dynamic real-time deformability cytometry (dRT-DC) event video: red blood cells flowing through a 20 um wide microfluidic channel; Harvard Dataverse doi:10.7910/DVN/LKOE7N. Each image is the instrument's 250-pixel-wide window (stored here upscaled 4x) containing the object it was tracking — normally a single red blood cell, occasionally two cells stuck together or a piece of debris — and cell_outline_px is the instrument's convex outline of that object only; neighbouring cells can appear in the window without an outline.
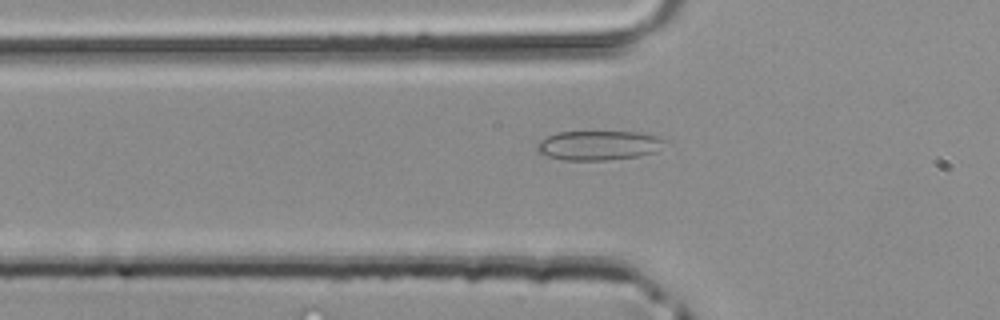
{"species": "common noctule bat (a hibernating species)", "species_latin": "Nyctalus noctula", "temperature_condition": "room temperature", "stored_images_in_passage": 3, "camera_frame_rate_fps": 3000, "um_per_image_px": 0.085, "animal": {"sex": "male", "body_mass_g": 20.4}, "frame": {"image": 1, "passage_image": 3, "time_ms": 0.667, "image_size_px": [1000, 320], "cell_outline_px": [[664, 140], [652, 152], [640, 156], [608, 160], [560, 160], [548, 156], [540, 152], [536, 148], [536, 144], [540, 140], [556, 132], [640, 132], [660, 136]], "centroid_in_image_um": [50.82, 12.35], "position_along_channel_um": 75.0, "area_um2": 21.68}}